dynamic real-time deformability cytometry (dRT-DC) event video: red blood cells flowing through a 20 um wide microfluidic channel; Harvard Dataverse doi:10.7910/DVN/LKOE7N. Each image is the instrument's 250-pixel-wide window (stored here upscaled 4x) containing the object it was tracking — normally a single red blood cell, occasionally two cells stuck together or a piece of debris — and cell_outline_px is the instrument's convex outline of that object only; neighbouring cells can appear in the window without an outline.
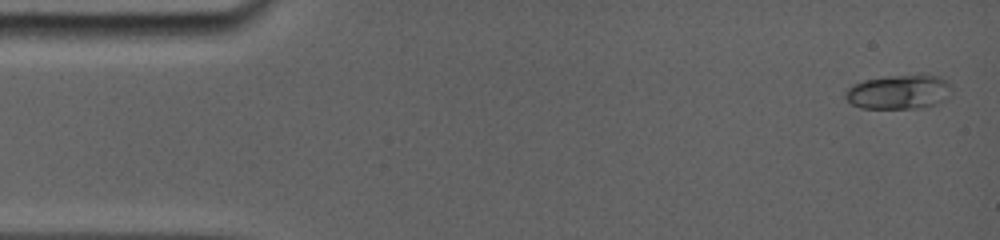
{"species": "common noctule bat (a hibernating species)", "species_latin": "Nyctalus noctula", "temperature_condition": "room temperature", "stored_images_in_passage": 21, "camera_frame_rate_fps": 5000, "um_per_image_px": 0.085, "animal": {"sex": "female", "body_mass_g": 19.0, "forearm_length_mm": 56.7}, "frame": {"image": 1, "passage_image": 1, "time_ms": 0.0, "image_size_px": [1000, 240], "cell_outline_px": [[952, 88], [948, 96], [932, 104], [916, 108], [860, 108], [852, 104], [844, 96], [844, 92], [852, 84], [864, 80], [888, 76], [920, 72], [928, 72], [940, 76], [948, 80]], "centroid_in_image_um": [76.42, 7.75], "position_along_channel_um": 8.6, "area_um2": 21.73}}
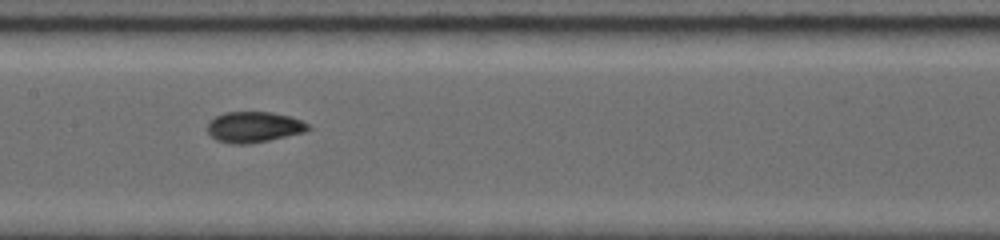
{"frame": {"image": 2, "passage_image": 12, "time_ms": 7.6, "image_size_px": [1000, 240], "cell_outline_px": [[308, 128], [300, 132], [284, 136], [264, 140], [240, 144], [216, 140], [208, 132], [208, 124], [216, 116], [224, 112], [272, 112], [288, 116], [300, 120], [308, 124]], "centroid_in_image_um": [21.52, 10.77], "position_along_channel_um": 185.9, "area_um2": 17.22}}
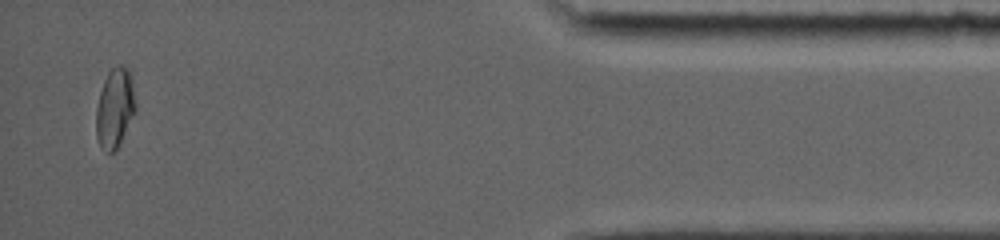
{"frame": {"image": 3, "passage_image": 21, "time_ms": 15.2, "image_size_px": [1000, 240], "cell_outline_px": [[136, 112], [120, 144], [112, 152], [104, 152], [100, 148], [96, 136], [96, 108], [100, 92], [104, 80], [108, 72], [116, 64], [120, 64], [128, 68], [136, 104]], "centroid_in_image_um": [9.76, 9.21], "position_along_channel_um": 425.4, "area_um2": 18.44}}